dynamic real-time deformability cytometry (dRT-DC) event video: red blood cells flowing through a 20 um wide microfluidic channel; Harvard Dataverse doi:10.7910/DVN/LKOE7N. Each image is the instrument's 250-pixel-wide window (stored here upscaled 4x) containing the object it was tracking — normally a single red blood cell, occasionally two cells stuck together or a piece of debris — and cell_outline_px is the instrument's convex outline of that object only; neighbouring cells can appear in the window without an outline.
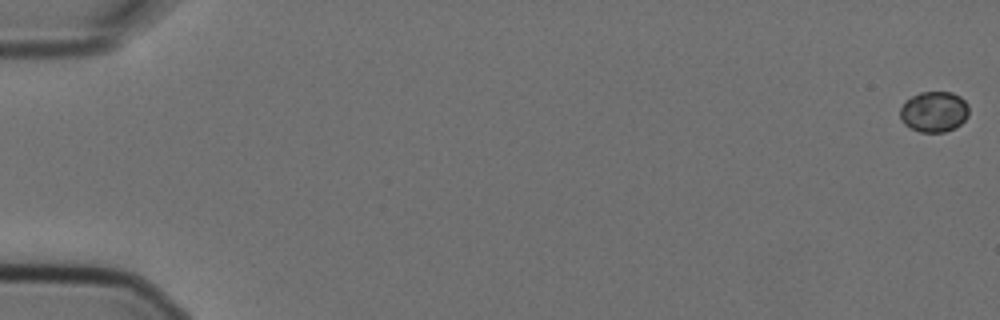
{"species": "Egyptian fruit bat (a non-hibernating species)", "species_latin": "Rousettus aegyptiacus", "temperature_condition": "cold", "stored_images_in_passage": 5, "camera_frame_rate_fps": 3000, "um_per_image_px": 0.085, "animal": {"sex": "female"}, "frame": {"image": 1, "passage_image": 1, "time_ms": 0.0, "image_size_px": [1000, 320], "cell_outline_px": [[968, 116], [956, 128], [944, 132], [920, 132], [904, 124], [900, 120], [900, 108], [904, 100], [920, 92], [952, 92], [960, 96], [968, 104]], "centroid_in_image_um": [79.38, 9.49], "position_along_channel_um": 5.6, "area_um2": 16.47}}
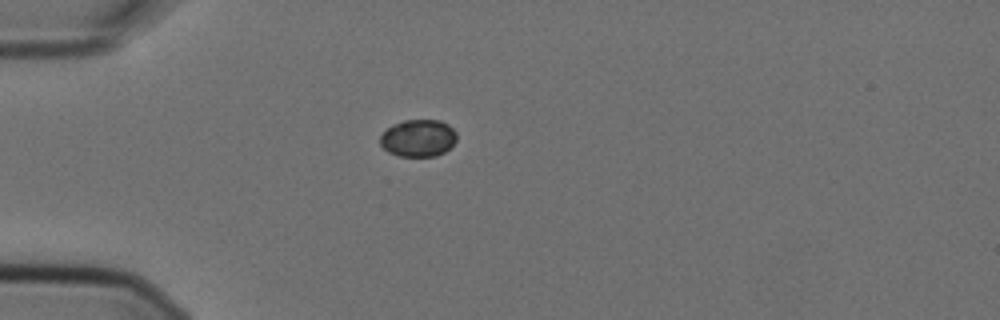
{"frame": {"image": 2, "passage_image": 5, "time_ms": 1.333, "image_size_px": [1000, 320], "cell_outline_px": [[456, 140], [444, 152], [436, 156], [396, 156], [388, 152], [380, 144], [380, 136], [392, 124], [404, 120], [440, 120], [448, 124], [456, 132]], "centroid_in_image_um": [35.54, 11.73], "position_along_channel_um": 49.5, "area_um2": 16.59}}